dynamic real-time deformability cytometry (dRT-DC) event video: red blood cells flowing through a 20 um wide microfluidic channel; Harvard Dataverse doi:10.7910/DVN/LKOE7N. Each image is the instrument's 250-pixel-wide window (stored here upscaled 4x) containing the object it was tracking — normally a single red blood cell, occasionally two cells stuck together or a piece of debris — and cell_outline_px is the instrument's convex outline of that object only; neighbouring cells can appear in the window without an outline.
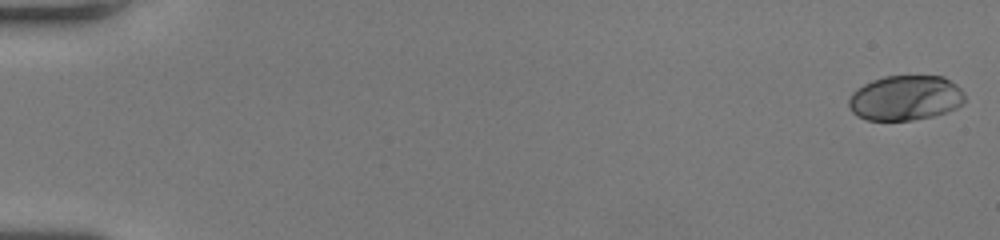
{"species": "human", "species_latin": "Homo sapiens", "temperature_condition": "room temperature", "stored_images_in_passage": 50, "camera_frame_rate_fps": 3000, "um_per_image_px": 0.085, "donor": {"sex": "female"}, "frame": {"image": 1, "passage_image": 1, "time_ms": 0.0, "image_size_px": [1000, 240], "cell_outline_px": [[964, 104], [948, 112], [932, 116], [912, 120], [868, 120], [856, 116], [852, 112], [848, 104], [848, 100], [852, 92], [856, 88], [872, 80], [884, 76], [944, 76], [956, 84], [964, 92]], "centroid_in_image_um": [76.96, 8.32], "position_along_channel_um": 8.0, "area_um2": 30.69}}
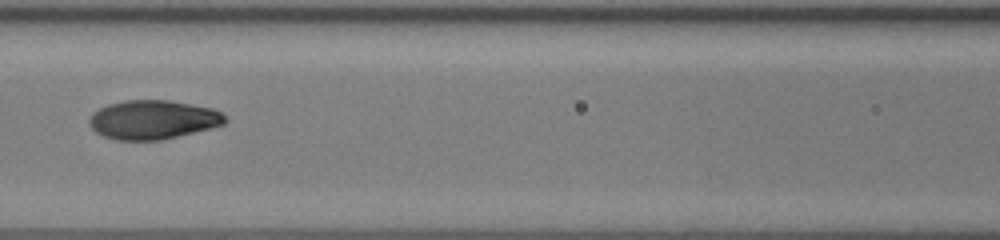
{"frame": {"image": 2, "passage_image": 26, "time_ms": 8.333, "image_size_px": [1000, 240], "cell_outline_px": [[228, 120], [224, 124], [212, 128], [160, 140], [116, 140], [104, 136], [96, 132], [88, 124], [88, 120], [92, 112], [108, 104], [124, 100], [168, 100], [212, 108], [220, 112]], "centroid_in_image_um": [12.98, 10.17], "position_along_channel_um": 153.6, "area_um2": 30.87}}
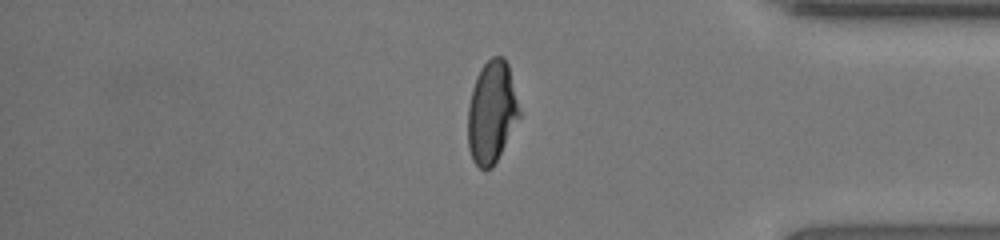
{"frame": {"image": 3, "passage_image": 45, "time_ms": 14.667, "image_size_px": [1000, 240], "cell_outline_px": [[520, 116], [492, 168], [484, 172], [472, 160], [468, 148], [468, 108], [472, 88], [476, 76], [480, 68], [492, 56], [504, 56], [508, 64], [520, 112]], "centroid_in_image_um": [41.77, 9.54], "position_along_channel_um": 393.4, "area_um2": 30.52}}